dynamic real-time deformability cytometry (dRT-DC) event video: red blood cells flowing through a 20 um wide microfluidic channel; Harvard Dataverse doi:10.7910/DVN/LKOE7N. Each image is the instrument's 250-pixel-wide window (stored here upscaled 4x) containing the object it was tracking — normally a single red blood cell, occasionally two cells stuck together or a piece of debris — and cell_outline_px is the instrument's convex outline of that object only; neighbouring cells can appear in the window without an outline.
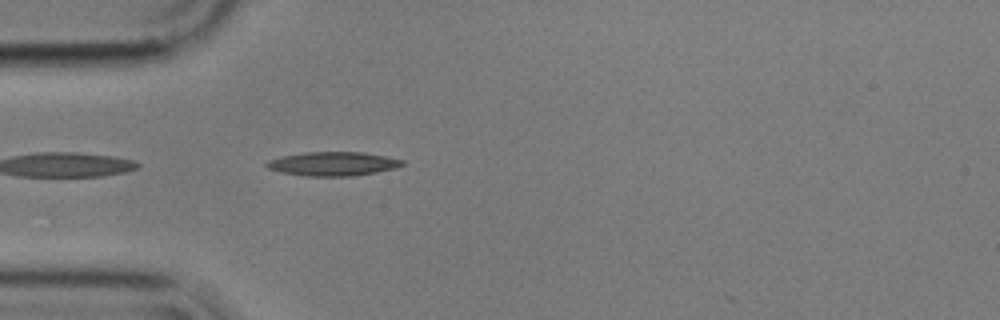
{"species": "common noctule bat (a hibernating species)", "species_latin": "Nyctalus noctula", "temperature_condition": "cold", "stored_images_in_passage": 1, "camera_frame_rate_fps": 3000, "um_per_image_px": 0.085, "animal": {"sex": "male", "body_mass_g": 17.9}, "frame": {"image": 1, "passage_image": 1, "time_ms": 0.0, "image_size_px": [1000, 320], "cell_outline_px": [[404, 164], [396, 168], [376, 172], [352, 176], [304, 176], [280, 172], [268, 168], [264, 164], [268, 160], [284, 156], [304, 152], [364, 152], [404, 160]], "centroid_in_image_um": [28.29, 13.92], "position_along_channel_um": 56.7, "area_um2": 18.9}}